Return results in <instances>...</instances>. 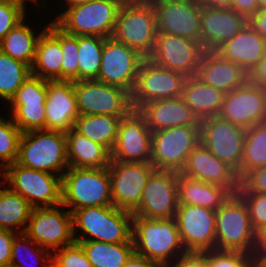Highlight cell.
I'll return each mask as SVG.
<instances>
[{
	"mask_svg": "<svg viewBox=\"0 0 266 267\" xmlns=\"http://www.w3.org/2000/svg\"><path fill=\"white\" fill-rule=\"evenodd\" d=\"M72 216L75 241L133 242L132 213L109 205L76 209Z\"/></svg>",
	"mask_w": 266,
	"mask_h": 267,
	"instance_id": "6da1fadb",
	"label": "cell"
},
{
	"mask_svg": "<svg viewBox=\"0 0 266 267\" xmlns=\"http://www.w3.org/2000/svg\"><path fill=\"white\" fill-rule=\"evenodd\" d=\"M131 234L135 253L157 265L187 253L175 218L148 219L132 216Z\"/></svg>",
	"mask_w": 266,
	"mask_h": 267,
	"instance_id": "7a4b0ae2",
	"label": "cell"
},
{
	"mask_svg": "<svg viewBox=\"0 0 266 267\" xmlns=\"http://www.w3.org/2000/svg\"><path fill=\"white\" fill-rule=\"evenodd\" d=\"M61 205L71 213L83 207L113 205L108 167H69L61 178Z\"/></svg>",
	"mask_w": 266,
	"mask_h": 267,
	"instance_id": "3957f363",
	"label": "cell"
},
{
	"mask_svg": "<svg viewBox=\"0 0 266 267\" xmlns=\"http://www.w3.org/2000/svg\"><path fill=\"white\" fill-rule=\"evenodd\" d=\"M16 163L62 178L69 168L65 133L49 130L22 133Z\"/></svg>",
	"mask_w": 266,
	"mask_h": 267,
	"instance_id": "277c9868",
	"label": "cell"
},
{
	"mask_svg": "<svg viewBox=\"0 0 266 267\" xmlns=\"http://www.w3.org/2000/svg\"><path fill=\"white\" fill-rule=\"evenodd\" d=\"M123 0H89L55 16L53 21L65 33L74 36H113Z\"/></svg>",
	"mask_w": 266,
	"mask_h": 267,
	"instance_id": "5b68a950",
	"label": "cell"
},
{
	"mask_svg": "<svg viewBox=\"0 0 266 267\" xmlns=\"http://www.w3.org/2000/svg\"><path fill=\"white\" fill-rule=\"evenodd\" d=\"M216 250L254 253L253 230L246 203L238 193L230 194L216 211Z\"/></svg>",
	"mask_w": 266,
	"mask_h": 267,
	"instance_id": "8992f818",
	"label": "cell"
},
{
	"mask_svg": "<svg viewBox=\"0 0 266 267\" xmlns=\"http://www.w3.org/2000/svg\"><path fill=\"white\" fill-rule=\"evenodd\" d=\"M158 34L156 13L152 4L123 2L118 11L113 38L148 58Z\"/></svg>",
	"mask_w": 266,
	"mask_h": 267,
	"instance_id": "52a82bcc",
	"label": "cell"
},
{
	"mask_svg": "<svg viewBox=\"0 0 266 267\" xmlns=\"http://www.w3.org/2000/svg\"><path fill=\"white\" fill-rule=\"evenodd\" d=\"M1 181L19 193L33 208L61 204V177L12 163L1 172Z\"/></svg>",
	"mask_w": 266,
	"mask_h": 267,
	"instance_id": "ba28073f",
	"label": "cell"
},
{
	"mask_svg": "<svg viewBox=\"0 0 266 267\" xmlns=\"http://www.w3.org/2000/svg\"><path fill=\"white\" fill-rule=\"evenodd\" d=\"M201 142L200 126H175L152 132L151 163L156 170L181 172Z\"/></svg>",
	"mask_w": 266,
	"mask_h": 267,
	"instance_id": "9c48e42d",
	"label": "cell"
},
{
	"mask_svg": "<svg viewBox=\"0 0 266 267\" xmlns=\"http://www.w3.org/2000/svg\"><path fill=\"white\" fill-rule=\"evenodd\" d=\"M79 115L123 118L132 110L131 93L124 88L93 80L73 81Z\"/></svg>",
	"mask_w": 266,
	"mask_h": 267,
	"instance_id": "30bf717a",
	"label": "cell"
},
{
	"mask_svg": "<svg viewBox=\"0 0 266 267\" xmlns=\"http://www.w3.org/2000/svg\"><path fill=\"white\" fill-rule=\"evenodd\" d=\"M64 209L61 204L33 208L24 233L51 252L74 243L73 216Z\"/></svg>",
	"mask_w": 266,
	"mask_h": 267,
	"instance_id": "8fae6325",
	"label": "cell"
},
{
	"mask_svg": "<svg viewBox=\"0 0 266 267\" xmlns=\"http://www.w3.org/2000/svg\"><path fill=\"white\" fill-rule=\"evenodd\" d=\"M245 135L246 129L222 119L219 115L200 121L201 143L230 166L239 180Z\"/></svg>",
	"mask_w": 266,
	"mask_h": 267,
	"instance_id": "7c38bea8",
	"label": "cell"
},
{
	"mask_svg": "<svg viewBox=\"0 0 266 267\" xmlns=\"http://www.w3.org/2000/svg\"><path fill=\"white\" fill-rule=\"evenodd\" d=\"M112 203L116 208L133 213L139 205L142 191L156 170L151 162H120L110 160Z\"/></svg>",
	"mask_w": 266,
	"mask_h": 267,
	"instance_id": "4fadbf2b",
	"label": "cell"
},
{
	"mask_svg": "<svg viewBox=\"0 0 266 267\" xmlns=\"http://www.w3.org/2000/svg\"><path fill=\"white\" fill-rule=\"evenodd\" d=\"M186 78L181 73L161 67L145 58L131 93L133 109L138 110L143 104L154 100L182 96Z\"/></svg>",
	"mask_w": 266,
	"mask_h": 267,
	"instance_id": "5bb4252c",
	"label": "cell"
},
{
	"mask_svg": "<svg viewBox=\"0 0 266 267\" xmlns=\"http://www.w3.org/2000/svg\"><path fill=\"white\" fill-rule=\"evenodd\" d=\"M143 57L138 51L113 37L106 38L97 81L133 92Z\"/></svg>",
	"mask_w": 266,
	"mask_h": 267,
	"instance_id": "9a60e30c",
	"label": "cell"
},
{
	"mask_svg": "<svg viewBox=\"0 0 266 267\" xmlns=\"http://www.w3.org/2000/svg\"><path fill=\"white\" fill-rule=\"evenodd\" d=\"M175 220L186 252L216 249V212L207 207L178 204Z\"/></svg>",
	"mask_w": 266,
	"mask_h": 267,
	"instance_id": "2e32d148",
	"label": "cell"
},
{
	"mask_svg": "<svg viewBox=\"0 0 266 267\" xmlns=\"http://www.w3.org/2000/svg\"><path fill=\"white\" fill-rule=\"evenodd\" d=\"M204 52L200 42L177 35L158 33L154 50L148 59L161 67L191 77L197 74Z\"/></svg>",
	"mask_w": 266,
	"mask_h": 267,
	"instance_id": "e0dca14e",
	"label": "cell"
},
{
	"mask_svg": "<svg viewBox=\"0 0 266 267\" xmlns=\"http://www.w3.org/2000/svg\"><path fill=\"white\" fill-rule=\"evenodd\" d=\"M178 207L177 172L155 170L145 185L133 216L148 219L174 218Z\"/></svg>",
	"mask_w": 266,
	"mask_h": 267,
	"instance_id": "ac0fdd59",
	"label": "cell"
},
{
	"mask_svg": "<svg viewBox=\"0 0 266 267\" xmlns=\"http://www.w3.org/2000/svg\"><path fill=\"white\" fill-rule=\"evenodd\" d=\"M152 131L145 117L132 110L121 118L111 160L120 162H151Z\"/></svg>",
	"mask_w": 266,
	"mask_h": 267,
	"instance_id": "d6986e66",
	"label": "cell"
},
{
	"mask_svg": "<svg viewBox=\"0 0 266 267\" xmlns=\"http://www.w3.org/2000/svg\"><path fill=\"white\" fill-rule=\"evenodd\" d=\"M158 33L200 42L201 9L197 0H160L153 4Z\"/></svg>",
	"mask_w": 266,
	"mask_h": 267,
	"instance_id": "ffe728a7",
	"label": "cell"
},
{
	"mask_svg": "<svg viewBox=\"0 0 266 267\" xmlns=\"http://www.w3.org/2000/svg\"><path fill=\"white\" fill-rule=\"evenodd\" d=\"M219 116L244 129L266 121V110L260 86L247 80L242 86L225 93Z\"/></svg>",
	"mask_w": 266,
	"mask_h": 267,
	"instance_id": "44dd1931",
	"label": "cell"
},
{
	"mask_svg": "<svg viewBox=\"0 0 266 267\" xmlns=\"http://www.w3.org/2000/svg\"><path fill=\"white\" fill-rule=\"evenodd\" d=\"M180 173L205 183L223 186L231 194L237 193L240 186L236 172L201 142L189 154Z\"/></svg>",
	"mask_w": 266,
	"mask_h": 267,
	"instance_id": "7402d4cb",
	"label": "cell"
},
{
	"mask_svg": "<svg viewBox=\"0 0 266 267\" xmlns=\"http://www.w3.org/2000/svg\"><path fill=\"white\" fill-rule=\"evenodd\" d=\"M46 130L67 133L79 117L73 81L46 80Z\"/></svg>",
	"mask_w": 266,
	"mask_h": 267,
	"instance_id": "603a6c76",
	"label": "cell"
},
{
	"mask_svg": "<svg viewBox=\"0 0 266 267\" xmlns=\"http://www.w3.org/2000/svg\"><path fill=\"white\" fill-rule=\"evenodd\" d=\"M246 24H248V19L232 8L202 6L200 43L205 51H216L238 34Z\"/></svg>",
	"mask_w": 266,
	"mask_h": 267,
	"instance_id": "cb8c5ba5",
	"label": "cell"
},
{
	"mask_svg": "<svg viewBox=\"0 0 266 267\" xmlns=\"http://www.w3.org/2000/svg\"><path fill=\"white\" fill-rule=\"evenodd\" d=\"M138 111L152 132L175 126H200V121L182 96L145 103Z\"/></svg>",
	"mask_w": 266,
	"mask_h": 267,
	"instance_id": "d4e9b609",
	"label": "cell"
},
{
	"mask_svg": "<svg viewBox=\"0 0 266 267\" xmlns=\"http://www.w3.org/2000/svg\"><path fill=\"white\" fill-rule=\"evenodd\" d=\"M196 76L224 93L242 86L248 80V74L238 64L224 59L216 51L204 52Z\"/></svg>",
	"mask_w": 266,
	"mask_h": 267,
	"instance_id": "484cf974",
	"label": "cell"
},
{
	"mask_svg": "<svg viewBox=\"0 0 266 267\" xmlns=\"http://www.w3.org/2000/svg\"><path fill=\"white\" fill-rule=\"evenodd\" d=\"M216 52L238 64L249 75L266 53V40L248 23Z\"/></svg>",
	"mask_w": 266,
	"mask_h": 267,
	"instance_id": "4316f807",
	"label": "cell"
},
{
	"mask_svg": "<svg viewBox=\"0 0 266 267\" xmlns=\"http://www.w3.org/2000/svg\"><path fill=\"white\" fill-rule=\"evenodd\" d=\"M230 194L223 186L177 173L178 204L207 207L216 211Z\"/></svg>",
	"mask_w": 266,
	"mask_h": 267,
	"instance_id": "83f0119b",
	"label": "cell"
},
{
	"mask_svg": "<svg viewBox=\"0 0 266 267\" xmlns=\"http://www.w3.org/2000/svg\"><path fill=\"white\" fill-rule=\"evenodd\" d=\"M225 93L203 82L196 75L187 77L182 98L199 121L219 115Z\"/></svg>",
	"mask_w": 266,
	"mask_h": 267,
	"instance_id": "f1b7e54d",
	"label": "cell"
},
{
	"mask_svg": "<svg viewBox=\"0 0 266 267\" xmlns=\"http://www.w3.org/2000/svg\"><path fill=\"white\" fill-rule=\"evenodd\" d=\"M65 135L69 167L104 168L109 166L111 153L103 145L78 134L73 129Z\"/></svg>",
	"mask_w": 266,
	"mask_h": 267,
	"instance_id": "f546056e",
	"label": "cell"
},
{
	"mask_svg": "<svg viewBox=\"0 0 266 267\" xmlns=\"http://www.w3.org/2000/svg\"><path fill=\"white\" fill-rule=\"evenodd\" d=\"M62 62L60 41L46 28L36 44L31 74L44 80H62Z\"/></svg>",
	"mask_w": 266,
	"mask_h": 267,
	"instance_id": "4dcf8cb0",
	"label": "cell"
},
{
	"mask_svg": "<svg viewBox=\"0 0 266 267\" xmlns=\"http://www.w3.org/2000/svg\"><path fill=\"white\" fill-rule=\"evenodd\" d=\"M28 17L27 15L3 38L0 42V50L31 68L35 59L37 41L42 32L47 28L48 23L37 33V30L35 31L32 28L33 26L30 27L28 23H25Z\"/></svg>",
	"mask_w": 266,
	"mask_h": 267,
	"instance_id": "1f68e13d",
	"label": "cell"
},
{
	"mask_svg": "<svg viewBox=\"0 0 266 267\" xmlns=\"http://www.w3.org/2000/svg\"><path fill=\"white\" fill-rule=\"evenodd\" d=\"M0 185V229L25 232L33 207L19 193L6 187L1 179Z\"/></svg>",
	"mask_w": 266,
	"mask_h": 267,
	"instance_id": "d6a6232c",
	"label": "cell"
},
{
	"mask_svg": "<svg viewBox=\"0 0 266 267\" xmlns=\"http://www.w3.org/2000/svg\"><path fill=\"white\" fill-rule=\"evenodd\" d=\"M121 118L110 115H79L73 130L103 145L110 153L116 141Z\"/></svg>",
	"mask_w": 266,
	"mask_h": 267,
	"instance_id": "836d02e7",
	"label": "cell"
},
{
	"mask_svg": "<svg viewBox=\"0 0 266 267\" xmlns=\"http://www.w3.org/2000/svg\"><path fill=\"white\" fill-rule=\"evenodd\" d=\"M81 244L92 267H122L135 252L133 242L106 243L75 241Z\"/></svg>",
	"mask_w": 266,
	"mask_h": 267,
	"instance_id": "e575fe53",
	"label": "cell"
},
{
	"mask_svg": "<svg viewBox=\"0 0 266 267\" xmlns=\"http://www.w3.org/2000/svg\"><path fill=\"white\" fill-rule=\"evenodd\" d=\"M266 166V121L246 129L240 181L252 170Z\"/></svg>",
	"mask_w": 266,
	"mask_h": 267,
	"instance_id": "d590c367",
	"label": "cell"
},
{
	"mask_svg": "<svg viewBox=\"0 0 266 267\" xmlns=\"http://www.w3.org/2000/svg\"><path fill=\"white\" fill-rule=\"evenodd\" d=\"M23 260L27 261L24 262ZM31 260L32 263L30 262ZM51 264L52 252L50 250L37 245L24 232L15 235L12 244L10 265L14 267H38V265L40 267H51Z\"/></svg>",
	"mask_w": 266,
	"mask_h": 267,
	"instance_id": "8d00e7d4",
	"label": "cell"
},
{
	"mask_svg": "<svg viewBox=\"0 0 266 267\" xmlns=\"http://www.w3.org/2000/svg\"><path fill=\"white\" fill-rule=\"evenodd\" d=\"M31 75V68L0 50V100L7 106L23 82Z\"/></svg>",
	"mask_w": 266,
	"mask_h": 267,
	"instance_id": "74e56055",
	"label": "cell"
},
{
	"mask_svg": "<svg viewBox=\"0 0 266 267\" xmlns=\"http://www.w3.org/2000/svg\"><path fill=\"white\" fill-rule=\"evenodd\" d=\"M105 39L100 36H78L79 80L98 77Z\"/></svg>",
	"mask_w": 266,
	"mask_h": 267,
	"instance_id": "f35d334b",
	"label": "cell"
},
{
	"mask_svg": "<svg viewBox=\"0 0 266 267\" xmlns=\"http://www.w3.org/2000/svg\"><path fill=\"white\" fill-rule=\"evenodd\" d=\"M47 29L61 44L63 52L62 80H79L78 36L65 33L53 21L48 22Z\"/></svg>",
	"mask_w": 266,
	"mask_h": 267,
	"instance_id": "ab89813d",
	"label": "cell"
},
{
	"mask_svg": "<svg viewBox=\"0 0 266 267\" xmlns=\"http://www.w3.org/2000/svg\"><path fill=\"white\" fill-rule=\"evenodd\" d=\"M9 114L22 133L46 130L45 104H10Z\"/></svg>",
	"mask_w": 266,
	"mask_h": 267,
	"instance_id": "60d3db41",
	"label": "cell"
},
{
	"mask_svg": "<svg viewBox=\"0 0 266 267\" xmlns=\"http://www.w3.org/2000/svg\"><path fill=\"white\" fill-rule=\"evenodd\" d=\"M0 115V171L15 163L18 157L19 142L22 135L11 116Z\"/></svg>",
	"mask_w": 266,
	"mask_h": 267,
	"instance_id": "b9f144b4",
	"label": "cell"
},
{
	"mask_svg": "<svg viewBox=\"0 0 266 267\" xmlns=\"http://www.w3.org/2000/svg\"><path fill=\"white\" fill-rule=\"evenodd\" d=\"M46 98V80L31 74L8 104H45Z\"/></svg>",
	"mask_w": 266,
	"mask_h": 267,
	"instance_id": "7bdbcfd3",
	"label": "cell"
},
{
	"mask_svg": "<svg viewBox=\"0 0 266 267\" xmlns=\"http://www.w3.org/2000/svg\"><path fill=\"white\" fill-rule=\"evenodd\" d=\"M202 253L208 258L209 267H256L252 254L216 249Z\"/></svg>",
	"mask_w": 266,
	"mask_h": 267,
	"instance_id": "ee69618b",
	"label": "cell"
},
{
	"mask_svg": "<svg viewBox=\"0 0 266 267\" xmlns=\"http://www.w3.org/2000/svg\"><path fill=\"white\" fill-rule=\"evenodd\" d=\"M51 267H92L81 244L74 242L52 252Z\"/></svg>",
	"mask_w": 266,
	"mask_h": 267,
	"instance_id": "f6af8a7d",
	"label": "cell"
},
{
	"mask_svg": "<svg viewBox=\"0 0 266 267\" xmlns=\"http://www.w3.org/2000/svg\"><path fill=\"white\" fill-rule=\"evenodd\" d=\"M246 203L250 222L257 233L266 227V193H238Z\"/></svg>",
	"mask_w": 266,
	"mask_h": 267,
	"instance_id": "bcb514c9",
	"label": "cell"
},
{
	"mask_svg": "<svg viewBox=\"0 0 266 267\" xmlns=\"http://www.w3.org/2000/svg\"><path fill=\"white\" fill-rule=\"evenodd\" d=\"M26 15L20 7L0 0V42Z\"/></svg>",
	"mask_w": 266,
	"mask_h": 267,
	"instance_id": "7dc6e473",
	"label": "cell"
},
{
	"mask_svg": "<svg viewBox=\"0 0 266 267\" xmlns=\"http://www.w3.org/2000/svg\"><path fill=\"white\" fill-rule=\"evenodd\" d=\"M237 193H266V166L250 171L240 181Z\"/></svg>",
	"mask_w": 266,
	"mask_h": 267,
	"instance_id": "c3c4849f",
	"label": "cell"
},
{
	"mask_svg": "<svg viewBox=\"0 0 266 267\" xmlns=\"http://www.w3.org/2000/svg\"><path fill=\"white\" fill-rule=\"evenodd\" d=\"M158 267H209V264L208 258L203 253L187 252L175 259L159 264Z\"/></svg>",
	"mask_w": 266,
	"mask_h": 267,
	"instance_id": "681fc988",
	"label": "cell"
},
{
	"mask_svg": "<svg viewBox=\"0 0 266 267\" xmlns=\"http://www.w3.org/2000/svg\"><path fill=\"white\" fill-rule=\"evenodd\" d=\"M17 233L0 229V267L11 264L12 244Z\"/></svg>",
	"mask_w": 266,
	"mask_h": 267,
	"instance_id": "f907efd6",
	"label": "cell"
},
{
	"mask_svg": "<svg viewBox=\"0 0 266 267\" xmlns=\"http://www.w3.org/2000/svg\"><path fill=\"white\" fill-rule=\"evenodd\" d=\"M231 8L237 13L244 15L247 19L259 10L257 0H233Z\"/></svg>",
	"mask_w": 266,
	"mask_h": 267,
	"instance_id": "816d5d0a",
	"label": "cell"
},
{
	"mask_svg": "<svg viewBox=\"0 0 266 267\" xmlns=\"http://www.w3.org/2000/svg\"><path fill=\"white\" fill-rule=\"evenodd\" d=\"M248 80L260 87L266 85V53L248 75Z\"/></svg>",
	"mask_w": 266,
	"mask_h": 267,
	"instance_id": "f5cc1de1",
	"label": "cell"
},
{
	"mask_svg": "<svg viewBox=\"0 0 266 267\" xmlns=\"http://www.w3.org/2000/svg\"><path fill=\"white\" fill-rule=\"evenodd\" d=\"M249 25L266 40V9L258 10L248 19Z\"/></svg>",
	"mask_w": 266,
	"mask_h": 267,
	"instance_id": "db71d44e",
	"label": "cell"
},
{
	"mask_svg": "<svg viewBox=\"0 0 266 267\" xmlns=\"http://www.w3.org/2000/svg\"><path fill=\"white\" fill-rule=\"evenodd\" d=\"M266 253V227L256 233V246L253 253L255 263Z\"/></svg>",
	"mask_w": 266,
	"mask_h": 267,
	"instance_id": "11a10c76",
	"label": "cell"
},
{
	"mask_svg": "<svg viewBox=\"0 0 266 267\" xmlns=\"http://www.w3.org/2000/svg\"><path fill=\"white\" fill-rule=\"evenodd\" d=\"M122 267H158V265L154 261L134 252Z\"/></svg>",
	"mask_w": 266,
	"mask_h": 267,
	"instance_id": "9f6ffc18",
	"label": "cell"
},
{
	"mask_svg": "<svg viewBox=\"0 0 266 267\" xmlns=\"http://www.w3.org/2000/svg\"><path fill=\"white\" fill-rule=\"evenodd\" d=\"M201 6L209 8H231L233 0H197Z\"/></svg>",
	"mask_w": 266,
	"mask_h": 267,
	"instance_id": "6f0895ef",
	"label": "cell"
},
{
	"mask_svg": "<svg viewBox=\"0 0 266 267\" xmlns=\"http://www.w3.org/2000/svg\"><path fill=\"white\" fill-rule=\"evenodd\" d=\"M1 1H5L7 3L16 5V6L20 7L24 12H28L27 11L28 8H26L28 6V4H26V2L29 3V1L33 2V4H35V6L40 7L42 5L43 6L42 8H44V7L46 8V6H47V3H46L47 0L46 1L45 0H43V1H40V0H1Z\"/></svg>",
	"mask_w": 266,
	"mask_h": 267,
	"instance_id": "680465c9",
	"label": "cell"
},
{
	"mask_svg": "<svg viewBox=\"0 0 266 267\" xmlns=\"http://www.w3.org/2000/svg\"><path fill=\"white\" fill-rule=\"evenodd\" d=\"M64 3H65V8H70V7H73V6H76V5H79V4H83L85 3L86 1H89V0H63Z\"/></svg>",
	"mask_w": 266,
	"mask_h": 267,
	"instance_id": "91938a15",
	"label": "cell"
},
{
	"mask_svg": "<svg viewBox=\"0 0 266 267\" xmlns=\"http://www.w3.org/2000/svg\"><path fill=\"white\" fill-rule=\"evenodd\" d=\"M157 1L160 0H123L126 3H134V4H155Z\"/></svg>",
	"mask_w": 266,
	"mask_h": 267,
	"instance_id": "94428289",
	"label": "cell"
},
{
	"mask_svg": "<svg viewBox=\"0 0 266 267\" xmlns=\"http://www.w3.org/2000/svg\"><path fill=\"white\" fill-rule=\"evenodd\" d=\"M256 267H266V253L255 263Z\"/></svg>",
	"mask_w": 266,
	"mask_h": 267,
	"instance_id": "6125c7cd",
	"label": "cell"
},
{
	"mask_svg": "<svg viewBox=\"0 0 266 267\" xmlns=\"http://www.w3.org/2000/svg\"><path fill=\"white\" fill-rule=\"evenodd\" d=\"M257 1H258L259 10L266 9V0H257Z\"/></svg>",
	"mask_w": 266,
	"mask_h": 267,
	"instance_id": "be15d7a7",
	"label": "cell"
},
{
	"mask_svg": "<svg viewBox=\"0 0 266 267\" xmlns=\"http://www.w3.org/2000/svg\"><path fill=\"white\" fill-rule=\"evenodd\" d=\"M262 94H263V100H264V105H265V110H266V85L260 87Z\"/></svg>",
	"mask_w": 266,
	"mask_h": 267,
	"instance_id": "e7e4bbea",
	"label": "cell"
}]
</instances>
